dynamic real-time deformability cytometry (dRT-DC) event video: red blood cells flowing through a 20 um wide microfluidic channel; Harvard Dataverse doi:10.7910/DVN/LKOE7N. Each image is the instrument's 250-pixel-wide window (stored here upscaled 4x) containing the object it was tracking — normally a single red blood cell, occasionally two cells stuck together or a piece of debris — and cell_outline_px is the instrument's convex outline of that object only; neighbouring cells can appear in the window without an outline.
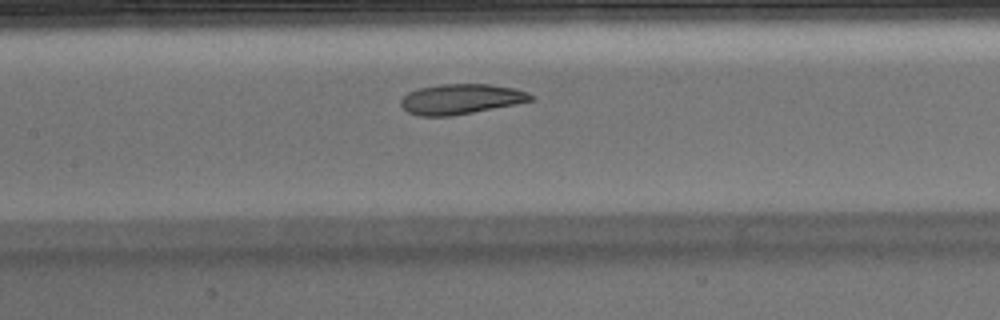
{"species": "Egyptian fruit bat (a non-hibernating species)", "species_latin": "Rousettus aegyptiacus", "temperature_condition": "warm", "stored_images_in_passage": 39, "camera_frame_rate_fps": 3000, "um_per_image_px": 0.085, "animal": {"sex": "male"}, "frame": {"image": 1, "passage_image": 12, "time_ms": 3.667, "image_size_px": [1000, 320], "cell_outline_px": [[532, 100], [516, 104], [452, 116], [420, 116], [408, 112], [400, 104], [400, 100], [408, 92], [420, 88], [440, 84], [488, 84], [516, 88], [528, 92], [532, 96]], "centroid_in_image_um": [39.17, 8.42], "position_along_channel_um": 168.2, "area_um2": 22.77}, "authors_computed_cell_mechanics": {"area_um2": 24.565, "velocity_mm_per_s": 3.9113, "shape_relaxation_time_tau1_ms": 9.8409, "shape_relaxation_time_tau2_ms": 2.612, "deformation_change_tau1": 0.2505, "deformation_change_tau2": 0.0877}}